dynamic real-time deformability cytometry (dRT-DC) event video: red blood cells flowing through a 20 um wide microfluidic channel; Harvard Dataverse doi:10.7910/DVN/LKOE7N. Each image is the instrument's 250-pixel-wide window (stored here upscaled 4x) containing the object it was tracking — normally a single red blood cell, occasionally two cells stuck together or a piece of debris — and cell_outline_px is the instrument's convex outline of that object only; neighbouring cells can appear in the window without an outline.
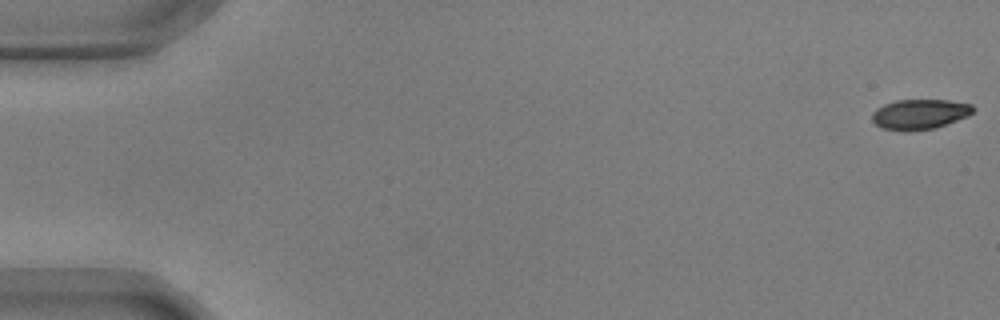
{"species": "common noctule bat (a hibernating species)", "species_latin": "Nyctalus noctula", "temperature_condition": "warm", "stored_images_in_passage": 57, "camera_frame_rate_fps": 3000, "um_per_image_px": 0.085, "animal": {"sex": "male", "body_mass_g": 17.9, "forearm_length_mm": 54.2}, "frame": {"image": 1, "passage_image": 1, "time_ms": 0.0, "image_size_px": [1000, 320], "cell_outline_px": [[976, 108], [968, 116], [936, 128], [904, 132], [880, 128], [872, 120], [872, 112], [876, 108], [884, 104], [896, 100], [948, 100], [972, 104]], "centroid_in_image_um": [78.16, 9.72], "position_along_channel_um": 6.8, "area_um2": 17.98}}
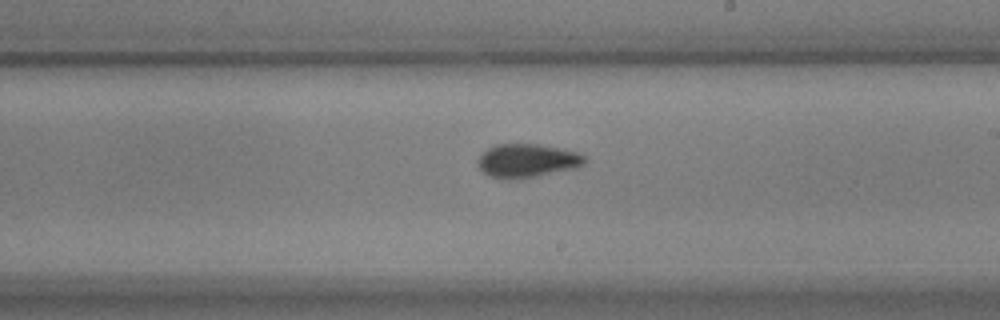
{"frame": {"image": 2, "passage_image": 33, "time_ms": 10.667, "image_size_px": [1000, 320], "cell_outline_px": [[588, 160], [584, 164], [576, 168], [520, 180], [508, 180], [492, 176], [484, 172], [476, 164], [476, 160], [488, 148], [496, 144], [540, 144], [560, 148], [576, 152], [588, 156]], "centroid_in_image_um": [44.84, 13.67], "position_along_channel_um": 244.2, "area_um2": 21.27}}
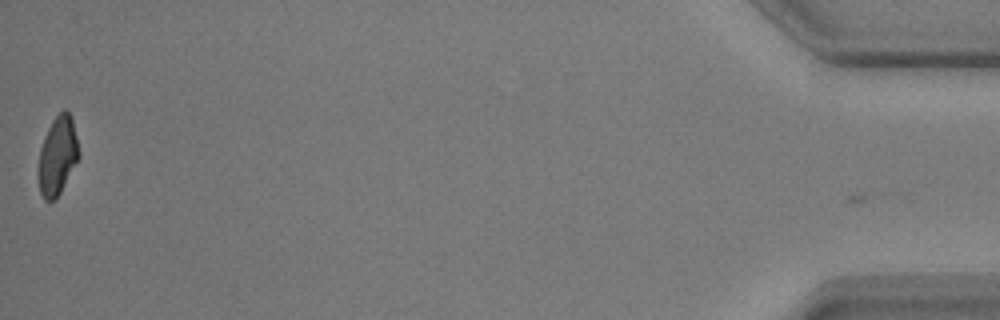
{"frame": {"image": 3, "passage_image": 56, "time_ms": 18.333, "image_size_px": [1000, 320], "cell_outline_px": [[80, 156], [60, 192], [52, 200], [44, 200], [40, 192], [36, 172], [40, 148], [44, 136], [52, 120], [64, 108], [72, 116], [80, 152]], "centroid_in_image_um": [4.87, 13.21], "position_along_channel_um": 430.3, "area_um2": 18.73}, "authors_computed_cell_mechanics": {"area_um2": 19.7676, "velocity_mm_per_s": 3.6344, "shape_relaxation_time_tau1_ms": 4.714, "shape_relaxation_time_tau2_ms": 1.1515, "deformation_change_tau1": 0.1909, "deformation_change_tau2": 0.0672}}